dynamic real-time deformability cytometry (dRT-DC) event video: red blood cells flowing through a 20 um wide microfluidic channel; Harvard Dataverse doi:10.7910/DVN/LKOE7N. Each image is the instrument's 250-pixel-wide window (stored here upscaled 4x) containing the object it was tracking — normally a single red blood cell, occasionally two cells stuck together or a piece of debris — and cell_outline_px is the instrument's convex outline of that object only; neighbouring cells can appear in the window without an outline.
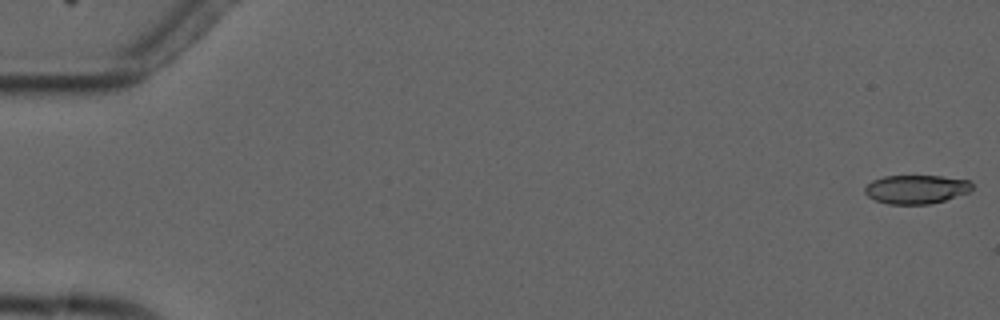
{"species": "common noctule bat (a hibernating species)", "species_latin": "Nyctalus noctula", "temperature_condition": "cold", "stored_images_in_passage": 5, "camera_frame_rate_fps": 3000, "um_per_image_px": 0.085, "animal": {"sex": "male", "forearm_length_mm": 52.5}, "frame": {"image": 1, "passage_image": 1, "time_ms": 0.0, "image_size_px": [1000, 320], "cell_outline_px": [[972, 188], [968, 192], [944, 200], [928, 204], [888, 204], [876, 200], [868, 196], [864, 192], [864, 188], [872, 180], [884, 176], [940, 176], [968, 180], [972, 184]], "centroid_in_image_um": [77.85, 16.08], "position_along_channel_um": 7.2, "area_um2": 17.8}}
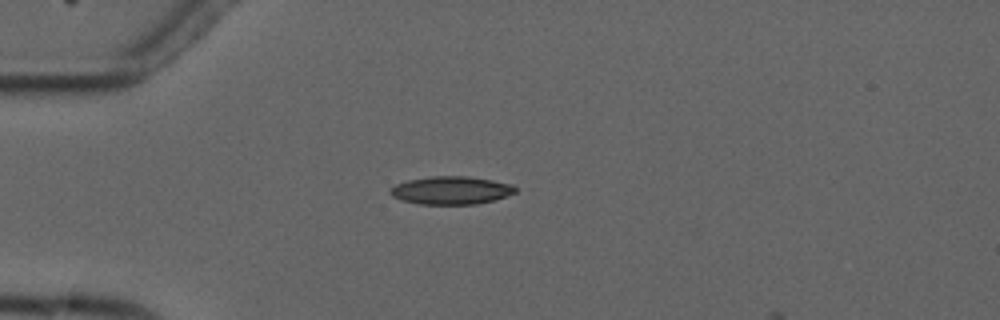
{"frame": {"image": 2, "passage_image": 4, "time_ms": 4.667, "image_size_px": [1000, 320], "cell_outline_px": [[516, 192], [492, 200], [476, 204], [420, 204], [400, 200], [392, 196], [388, 192], [388, 188], [396, 184], [408, 180], [432, 176], [468, 176], [492, 180], [512, 184], [516, 188]], "centroid_in_image_um": [38.29, 16.17], "position_along_channel_um": 46.7, "area_um2": 20.4}}